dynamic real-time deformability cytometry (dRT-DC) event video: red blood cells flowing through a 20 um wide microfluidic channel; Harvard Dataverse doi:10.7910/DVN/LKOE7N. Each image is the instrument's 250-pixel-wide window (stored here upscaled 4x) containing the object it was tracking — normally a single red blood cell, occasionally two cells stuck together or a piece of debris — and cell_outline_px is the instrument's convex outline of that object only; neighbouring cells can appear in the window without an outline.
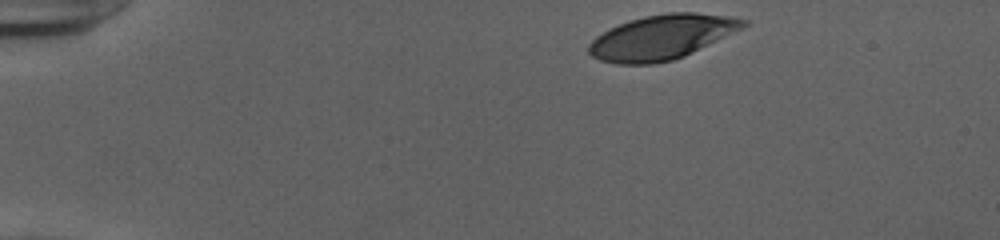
{"species": "human", "species_latin": "Homo sapiens", "temperature_condition": "cold", "stored_images_in_passage": 45, "camera_frame_rate_fps": 3000, "um_per_image_px": 0.085, "donor": {"sex": "female"}, "frame": {"image": 1, "passage_image": 1, "time_ms": 0.0, "image_size_px": [1000, 240], "cell_outline_px": [[748, 24], [744, 28], [684, 56], [672, 60], [652, 64], [616, 64], [600, 60], [592, 56], [588, 52], [588, 44], [596, 36], [620, 24], [644, 16], [668, 12], [696, 12], [728, 16], [748, 20]], "centroid_in_image_um": [56.27, 3.16], "position_along_channel_um": 28.7, "area_um2": 40.0}}
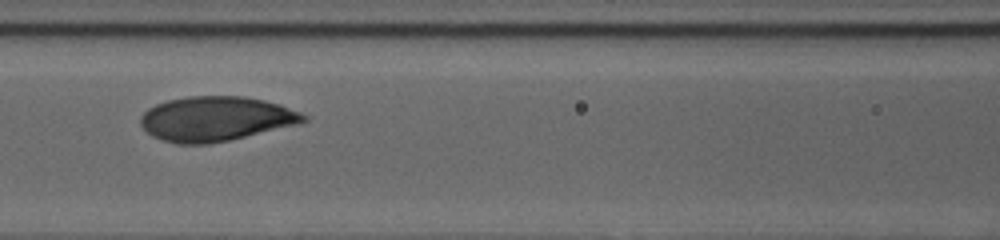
{"frame": {"image": 2, "passage_image": 17, "time_ms": 5.333, "image_size_px": [1000, 240], "cell_outline_px": [[308, 120], [300, 124], [228, 140], [204, 144], [180, 144], [160, 140], [152, 136], [140, 124], [140, 116], [148, 108], [156, 104], [168, 100], [188, 96], [244, 96], [264, 100], [280, 104], [300, 112], [308, 116]], "centroid_in_image_um": [18.35, 10.09], "position_along_channel_um": 148.2, "area_um2": 42.48}}
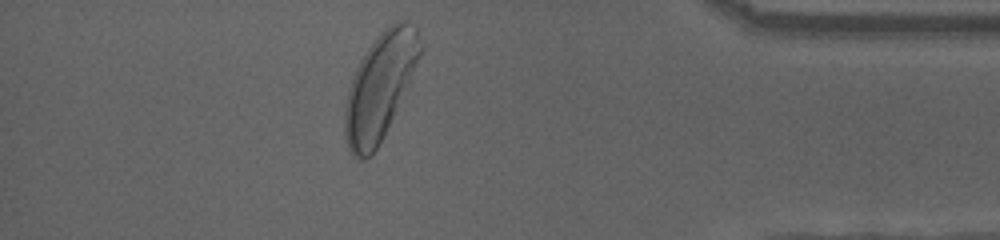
{"frame": {"image": 3, "passage_image": 39, "time_ms": 12.667, "image_size_px": [1000, 240], "cell_outline_px": [[424, 48], [408, 84], [376, 148], [364, 160], [356, 160], [352, 156], [348, 148], [344, 132], [344, 108], [348, 88], [352, 76], [360, 60], [368, 48], [380, 32], [396, 20], [404, 20], [416, 28]], "centroid_in_image_um": [32.27, 7.32], "position_along_channel_um": 402.9, "area_um2": 45.89}, "authors_computed_cell_mechanics": {"area_um2": 41.1536, "velocity_mm_per_s": 3.8855, "shape_relaxation_time_tau1_ms": 2.3269, "shape_relaxation_time_tau2_ms": null, "deformation_change_tau1": 0.1582, "deformation_change_tau2": null}}